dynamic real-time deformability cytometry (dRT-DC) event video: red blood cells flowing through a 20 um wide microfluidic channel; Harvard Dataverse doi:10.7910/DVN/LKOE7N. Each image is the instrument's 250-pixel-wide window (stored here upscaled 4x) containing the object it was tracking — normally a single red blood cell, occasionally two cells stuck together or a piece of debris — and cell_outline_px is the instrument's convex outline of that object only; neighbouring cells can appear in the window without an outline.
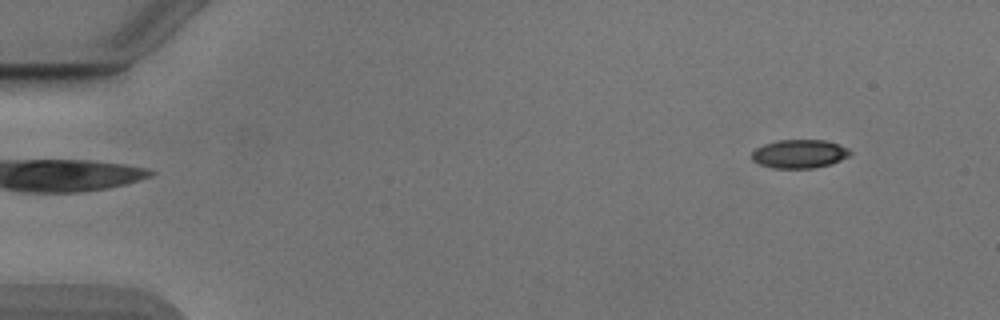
{"species": "Egyptian fruit bat (a non-hibernating species)", "species_latin": "Rousettus aegyptiacus", "temperature_condition": "cold", "stored_images_in_passage": 49, "camera_frame_rate_fps": 3000, "um_per_image_px": 0.085, "animal": {"sex": "male"}, "frame": {"image": 1, "passage_image": 1, "time_ms": 0.0, "image_size_px": [1000, 320], "cell_outline_px": [[852, 152], [848, 156], [832, 164], [816, 168], [772, 168], [760, 164], [752, 160], [752, 152], [756, 148], [764, 144], [776, 140], [824, 140], [848, 148]], "centroid_in_image_um": [67.94, 13.08], "position_along_channel_um": 17.1, "area_um2": 16.36}}
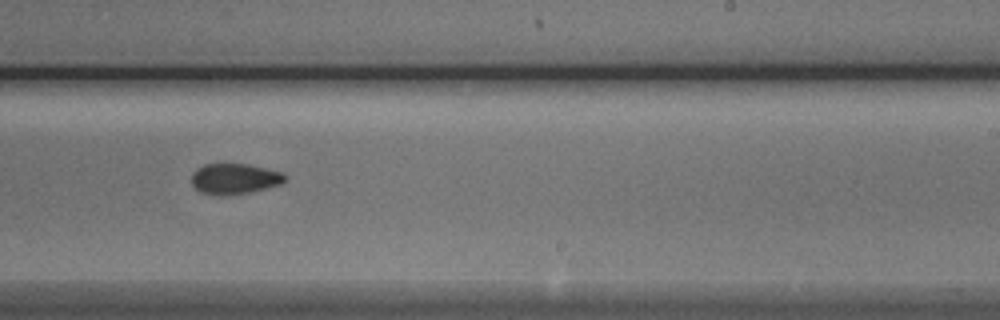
{"frame": {"image": 2, "passage_image": 29, "time_ms": 9.333, "image_size_px": [1000, 320], "cell_outline_px": [[284, 180], [280, 184], [248, 192], [224, 196], [220, 196], [200, 192], [192, 184], [192, 176], [196, 168], [204, 164], [244, 164], [264, 168], [280, 172], [284, 176]], "centroid_in_image_um": [19.86, 15.2], "position_along_channel_um": 269.1, "area_um2": 16.3}}
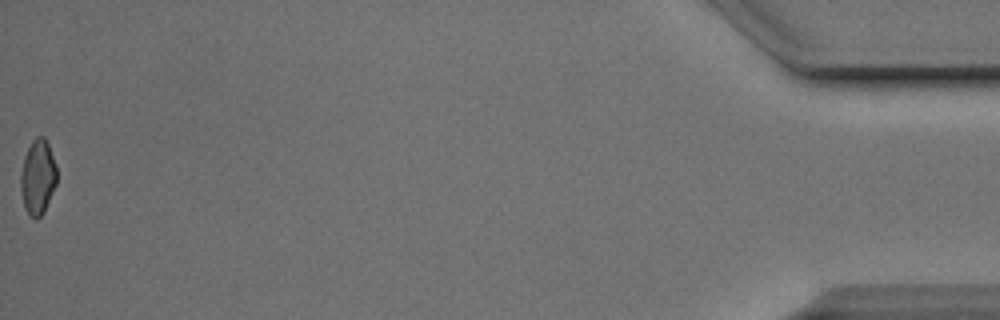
{"frame": {"image": 3, "passage_image": 49, "time_ms": 16.0, "image_size_px": [1000, 320], "cell_outline_px": [[56, 184], [44, 212], [36, 220], [24, 208], [20, 188], [20, 172], [24, 156], [32, 140], [36, 136], [44, 136], [48, 144], [56, 164]], "centroid_in_image_um": [3.2, 15.04], "position_along_channel_um": 432.0, "area_um2": 15.84}, "authors_computed_cell_mechanics": {"area_um2": 16.762, "velocity_mm_per_s": 3.896, "shape_relaxation_time_tau1_ms": 9.2956, "shape_relaxation_time_tau2_ms": 5.156, "deformation_change_tau1": 0.1403, "deformation_change_tau2": 0.0895}}